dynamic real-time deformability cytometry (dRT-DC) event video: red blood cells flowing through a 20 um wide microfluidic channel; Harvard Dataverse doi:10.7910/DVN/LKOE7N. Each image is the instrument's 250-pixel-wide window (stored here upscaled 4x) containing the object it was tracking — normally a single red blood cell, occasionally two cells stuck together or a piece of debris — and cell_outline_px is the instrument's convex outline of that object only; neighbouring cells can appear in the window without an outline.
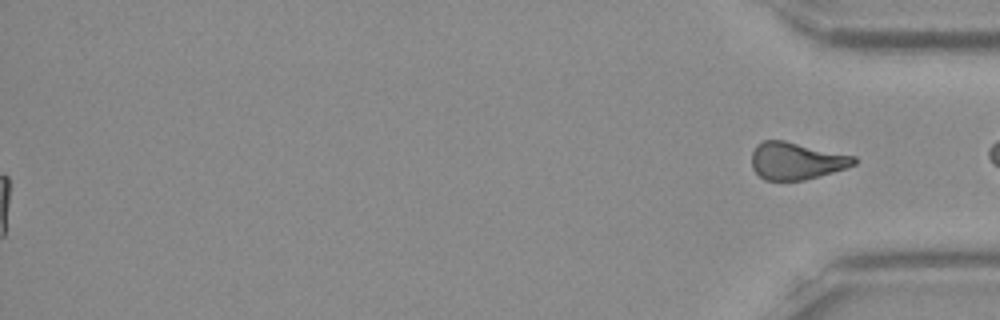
{"species": "Egyptian fruit bat (a non-hibernating species)", "species_latin": "Rousettus aegyptiacus", "temperature_condition": "room temperature", "stored_images_in_passage": 54, "segment_of_instrument_passage": [2, 2], "camera_frame_rate_fps": 3000, "um_per_image_px": 0.085, "frame": {"image": 1, "passage_image": 54, "time_ms": 17.667, "image_size_px": [1000, 320], "cell_outline_px": [[856, 164], [848, 168], [804, 180], [764, 180], [752, 168], [752, 152], [756, 144], [764, 140], [784, 140], [856, 156]], "centroid_in_image_um": [67.69, 13.67], "position_along_channel_um": 367.5, "area_um2": 22.31}}